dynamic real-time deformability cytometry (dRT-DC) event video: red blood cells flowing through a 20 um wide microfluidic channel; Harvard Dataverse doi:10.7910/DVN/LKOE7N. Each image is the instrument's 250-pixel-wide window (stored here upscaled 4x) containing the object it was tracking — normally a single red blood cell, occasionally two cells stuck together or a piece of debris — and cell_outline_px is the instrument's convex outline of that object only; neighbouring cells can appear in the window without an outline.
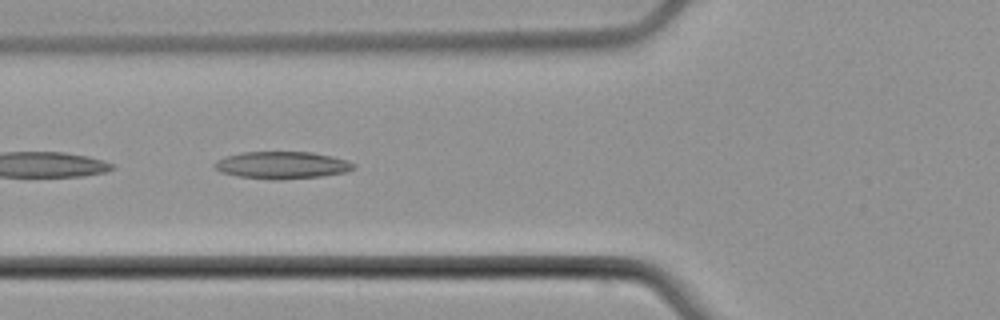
{"species": "common noctule bat (a hibernating species)", "species_latin": "Nyctalus noctula", "temperature_condition": "cold", "stored_images_in_passage": 7, "camera_frame_rate_fps": 3000, "um_per_image_px": 0.085, "animal": {"sex": "male", "body_mass_g": 21.5, "forearm_length_mm": 52.0}, "frame": {"image": 1, "passage_image": 5, "time_ms": 5.0, "image_size_px": [1000, 320], "cell_outline_px": [[356, 168], [348, 172], [320, 176], [276, 180], [272, 180], [236, 176], [220, 172], [212, 164], [216, 160], [224, 156], [240, 152], [312, 152], [332, 156], [348, 160], [356, 164]], "centroid_in_image_um": [23.97, 14.03], "position_along_channel_um": 101.8, "area_um2": 22.37}}
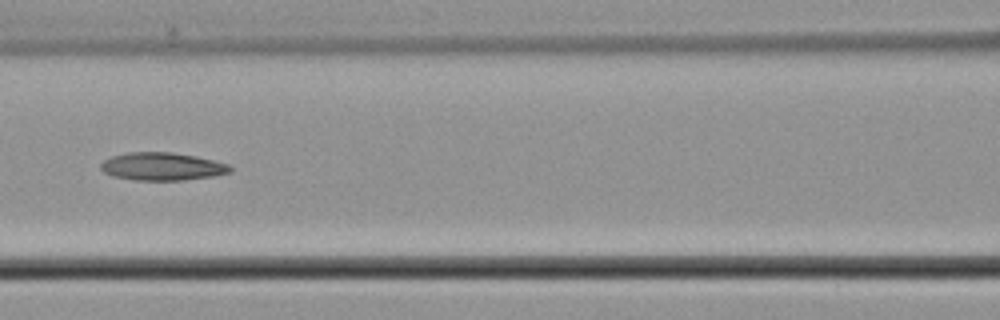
{"frame": {"image": 2, "passage_image": 6, "time_ms": 6.333, "image_size_px": [1000, 320], "cell_outline_px": [[232, 172], [216, 176], [184, 180], [132, 180], [112, 176], [104, 172], [100, 168], [100, 164], [104, 160], [112, 156], [128, 152], [172, 152], [196, 156], [228, 164], [232, 168]], "centroid_in_image_um": [13.79, 14.15], "position_along_channel_um": 152.8, "area_um2": 21.15}}
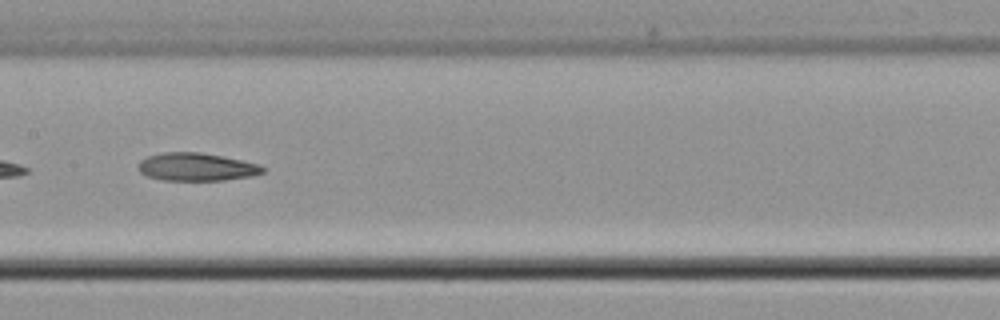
{"frame": {"image": 3, "passage_image": 7, "time_ms": 7.333, "image_size_px": [1000, 320], "cell_outline_px": [[264, 172], [252, 176], [224, 180], [164, 180], [148, 176], [140, 172], [140, 160], [148, 156], [164, 152], [200, 152], [260, 164], [264, 168]], "centroid_in_image_um": [16.72, 14.19], "position_along_channel_um": 190.7, "area_um2": 20.0}}